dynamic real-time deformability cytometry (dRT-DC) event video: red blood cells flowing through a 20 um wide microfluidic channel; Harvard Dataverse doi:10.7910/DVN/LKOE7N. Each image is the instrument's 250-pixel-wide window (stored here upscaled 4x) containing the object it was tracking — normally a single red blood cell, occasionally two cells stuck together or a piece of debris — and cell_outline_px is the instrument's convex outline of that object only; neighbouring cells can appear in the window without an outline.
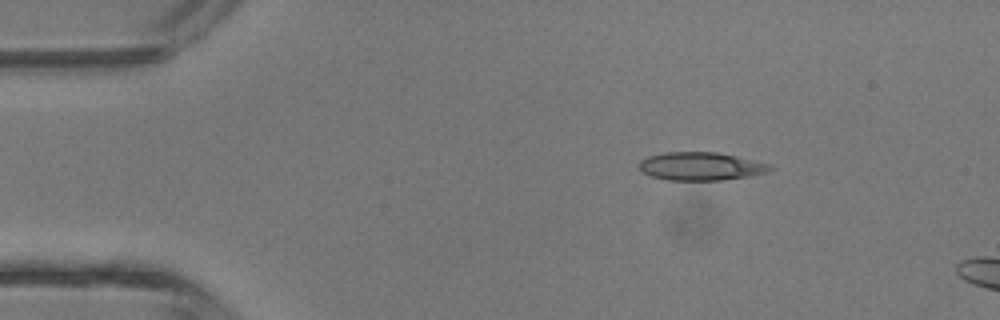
{"species": "common noctule bat (a hibernating species)", "species_latin": "Nyctalus noctula", "temperature_condition": "room temperature", "stored_images_in_passage": 2, "camera_frame_rate_fps": 3000, "um_per_image_px": 0.085, "animal": {"sex": "male", "body_mass_g": 13.3}, "frame": {"image": 1, "passage_image": 1, "time_ms": 0.0, "image_size_px": [1000, 320], "cell_outline_px": [[772, 168], [768, 172], [748, 176], [720, 180], [668, 180], [652, 176], [640, 172], [640, 160], [648, 156], [664, 152], [716, 152], [736, 156], [772, 164]], "centroid_in_image_um": [59.56, 14.13], "position_along_channel_um": 25.4, "area_um2": 21.44}}